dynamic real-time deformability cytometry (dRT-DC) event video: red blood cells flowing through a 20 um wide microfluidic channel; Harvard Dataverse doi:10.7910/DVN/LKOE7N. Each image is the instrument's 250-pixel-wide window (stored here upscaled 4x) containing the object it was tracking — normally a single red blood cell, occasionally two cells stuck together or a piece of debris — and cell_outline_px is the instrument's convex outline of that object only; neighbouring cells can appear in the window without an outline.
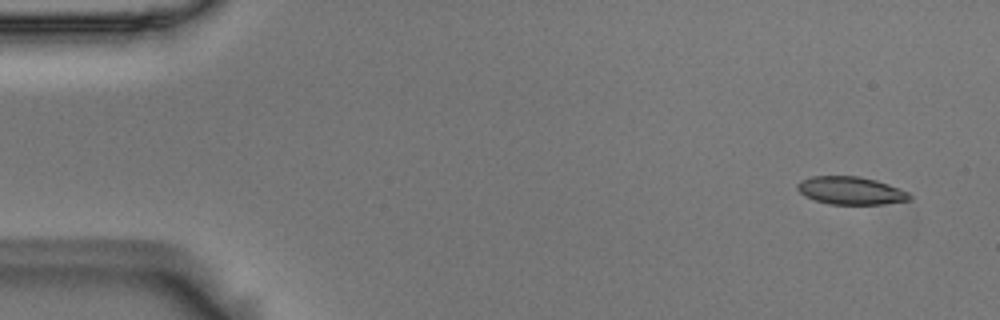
{"species": "Egyptian fruit bat (a non-hibernating species)", "species_latin": "Rousettus aegyptiacus", "temperature_condition": "room temperature", "stored_images_in_passage": 5, "camera_frame_rate_fps": 3000, "um_per_image_px": 0.085, "animal": {"sex": "male"}, "frame": {"image": 1, "passage_image": 1, "time_ms": 0.0, "image_size_px": [1000, 320], "cell_outline_px": [[912, 196], [908, 200], [884, 204], [832, 204], [816, 200], [804, 196], [796, 188], [796, 184], [800, 180], [812, 176], [860, 176], [876, 180], [888, 184], [908, 192]], "centroid_in_image_um": [72.29, 16.19], "position_along_channel_um": 12.7, "area_um2": 18.15}}
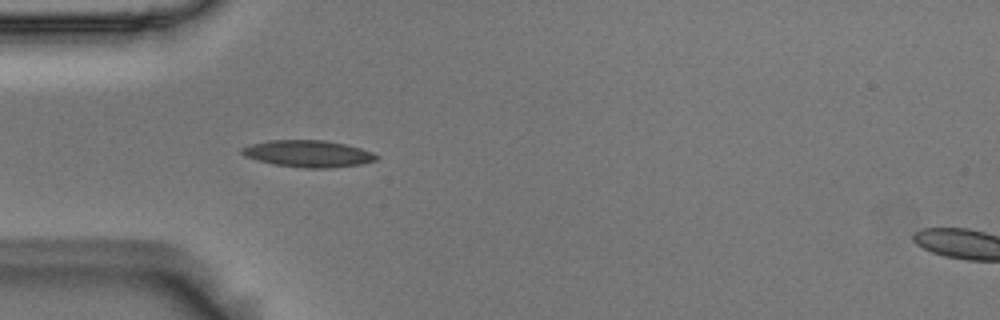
{"frame": {"image": 2, "passage_image": 5, "time_ms": 1.333, "image_size_px": [1000, 320], "cell_outline_px": [[380, 156], [376, 160], [360, 164], [332, 168], [304, 168], [272, 164], [244, 156], [240, 152], [240, 148], [252, 144], [268, 140], [324, 140], [344, 144], [360, 148], [372, 152]], "centroid_in_image_um": [26.18, 13.06], "position_along_channel_um": 58.8, "area_um2": 21.04}}